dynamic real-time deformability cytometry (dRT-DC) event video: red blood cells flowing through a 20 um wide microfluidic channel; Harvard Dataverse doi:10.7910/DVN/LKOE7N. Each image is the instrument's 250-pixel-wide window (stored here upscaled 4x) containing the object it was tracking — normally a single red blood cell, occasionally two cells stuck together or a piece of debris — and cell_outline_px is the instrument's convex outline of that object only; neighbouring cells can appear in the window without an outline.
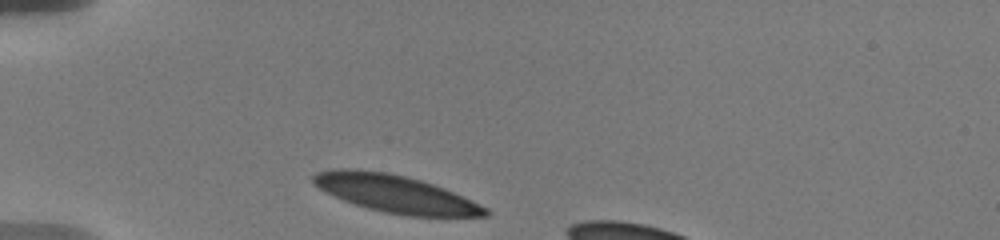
{"species": "human", "species_latin": "Homo sapiens", "temperature_condition": "warm", "stored_images_in_passage": 4, "camera_frame_rate_fps": 3000, "um_per_image_px": 0.085, "donor": {"sex": "male"}, "frame": {"image": 1, "passage_image": 1, "time_ms": 0.0, "image_size_px": [1000, 240], "cell_outline_px": [[488, 216], [408, 216], [384, 212], [368, 208], [344, 200], [312, 184], [312, 176], [316, 172], [332, 168], [356, 168], [388, 172], [420, 180], [444, 188], [480, 204], [488, 208]], "centroid_in_image_um": [33.58, 16.45], "position_along_channel_um": 51.4, "area_um2": 37.4}}
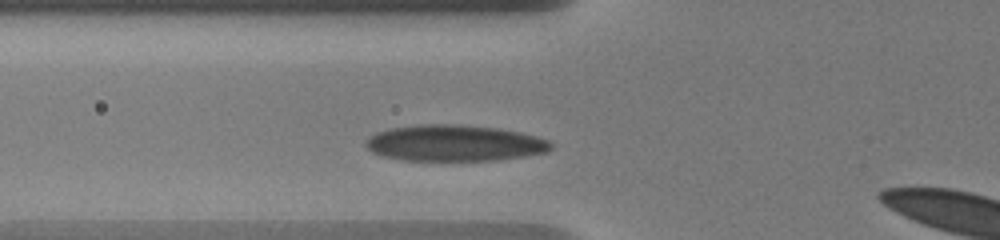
{"frame": {"image": 2, "passage_image": 3, "time_ms": 1.667, "image_size_px": [1000, 240], "cell_outline_px": [[552, 148], [548, 152], [524, 156], [496, 160], [400, 160], [384, 156], [372, 152], [364, 144], [364, 140], [368, 136], [376, 132], [392, 128], [420, 124], [456, 124], [496, 128], [536, 136], [548, 140], [552, 144]], "centroid_in_image_um": [38.59, 12.16], "position_along_channel_um": 87.2, "area_um2": 39.02}}